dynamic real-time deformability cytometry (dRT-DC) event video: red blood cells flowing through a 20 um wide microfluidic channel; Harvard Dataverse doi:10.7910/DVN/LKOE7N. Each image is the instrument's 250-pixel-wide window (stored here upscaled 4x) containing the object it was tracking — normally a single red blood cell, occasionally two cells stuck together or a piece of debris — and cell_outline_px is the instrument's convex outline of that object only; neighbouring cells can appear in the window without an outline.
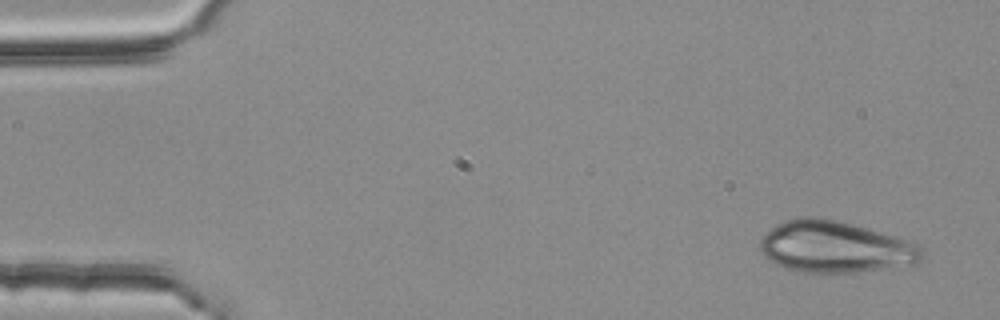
{"species": "common noctule bat (a hibernating species)", "species_latin": "Nyctalus noctula", "temperature_condition": "room temperature", "stored_images_in_passage": 4, "camera_frame_rate_fps": 3000, "um_per_image_px": 0.085, "animal": {"sex": "female", "body_mass_g": 25.1}, "frame": {"image": 1, "passage_image": 1, "time_ms": 0.0, "image_size_px": [1000, 320], "cell_outline_px": [[920, 260], [912, 264], [856, 272], [804, 272], [784, 268], [768, 260], [760, 252], [760, 240], [776, 224], [784, 220], [800, 216], [812, 216], [836, 220], [852, 224], [908, 240], [916, 244], [920, 248]], "centroid_in_image_um": [70.9, 20.98], "position_along_channel_um": 14.1, "area_um2": 48.09}}